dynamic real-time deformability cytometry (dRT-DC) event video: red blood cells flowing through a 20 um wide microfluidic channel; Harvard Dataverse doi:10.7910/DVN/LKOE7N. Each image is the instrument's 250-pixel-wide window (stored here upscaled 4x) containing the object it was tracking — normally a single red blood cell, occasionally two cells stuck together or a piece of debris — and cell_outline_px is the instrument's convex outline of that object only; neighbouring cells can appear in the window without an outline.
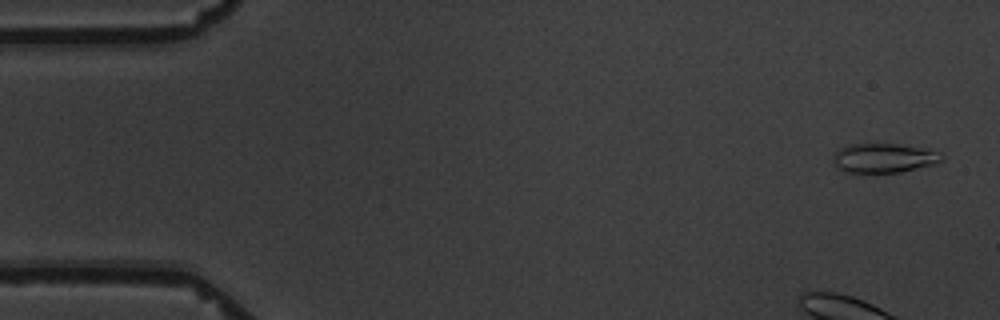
{"species": "common noctule bat (a hibernating species)", "species_latin": "Nyctalus noctula", "temperature_condition": "warm", "stored_images_in_passage": 6, "camera_frame_rate_fps": 3000, "um_per_image_px": 0.085, "animal": {"sex": "male", "body_mass_g": 19.5, "forearm_length_mm": 54.6}, "frame": {"image": 1, "passage_image": 6, "time_ms": 10.0, "image_size_px": [1000, 320], "cell_outline_px": [[944, 156], [936, 164], [900, 172], [848, 172], [832, 164], [832, 156], [840, 148], [848, 144], [900, 144], [928, 148]], "centroid_in_image_um": [75.12, 13.42], "position_along_channel_um": 9.9, "area_um2": 18.55}}